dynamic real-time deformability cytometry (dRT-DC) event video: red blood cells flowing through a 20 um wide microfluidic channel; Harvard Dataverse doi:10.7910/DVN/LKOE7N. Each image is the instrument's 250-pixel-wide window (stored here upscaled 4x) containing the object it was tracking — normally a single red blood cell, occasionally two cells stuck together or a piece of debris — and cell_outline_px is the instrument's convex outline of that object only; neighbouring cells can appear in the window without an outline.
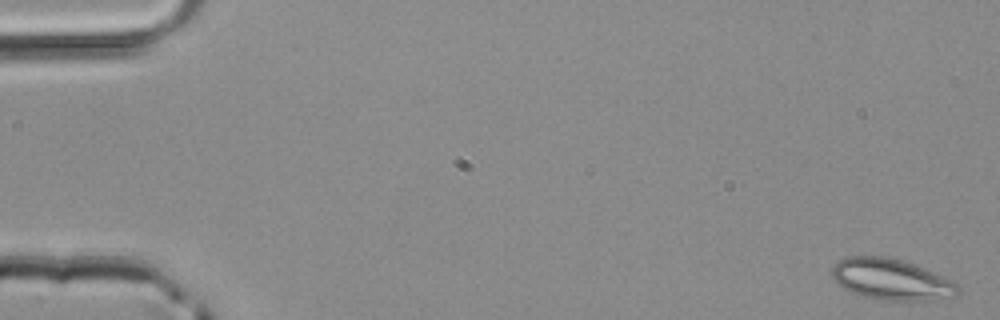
{"species": "common noctule bat (a hibernating species)", "species_latin": "Nyctalus noctula", "temperature_condition": "room temperature", "stored_images_in_passage": 4, "camera_frame_rate_fps": 3000, "um_per_image_px": 0.085, "animal": {"sex": "male", "body_mass_g": 20.4}, "frame": {"image": 1, "passage_image": 1, "time_ms": 0.0, "image_size_px": [1000, 320], "cell_outline_px": [[960, 292], [956, 296], [932, 300], [876, 300], [852, 292], [844, 288], [832, 276], [832, 264], [836, 260], [844, 256], [884, 256], [900, 260], [936, 272], [952, 280], [960, 288]], "centroid_in_image_um": [75.76, 23.74], "position_along_channel_um": 9.2, "area_um2": 30.29}}